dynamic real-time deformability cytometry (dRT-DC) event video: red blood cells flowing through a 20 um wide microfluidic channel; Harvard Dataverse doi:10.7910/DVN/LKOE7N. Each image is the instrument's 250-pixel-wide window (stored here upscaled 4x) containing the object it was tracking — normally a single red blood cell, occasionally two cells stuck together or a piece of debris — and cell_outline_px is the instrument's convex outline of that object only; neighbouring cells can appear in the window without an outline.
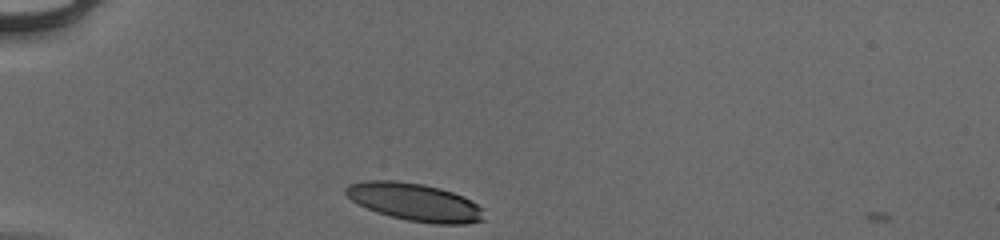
{"species": "human", "species_latin": "Homo sapiens", "temperature_condition": "cold", "stored_images_in_passage": 31, "camera_frame_rate_fps": 3000, "um_per_image_px": 0.085, "donor": {"sex": "male"}, "frame": {"image": 1, "passage_image": 1, "time_ms": 0.0, "image_size_px": [1000, 240], "cell_outline_px": [[488, 220], [468, 224], [436, 224], [408, 220], [376, 212], [352, 200], [344, 192], [344, 188], [348, 184], [364, 180], [396, 180], [424, 184], [440, 188], [452, 192], [484, 208]], "centroid_in_image_um": [35.29, 17.18], "position_along_channel_um": 49.7, "area_um2": 30.52}}
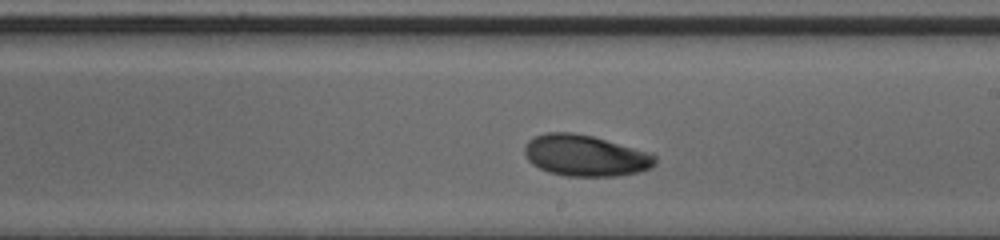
{"frame": {"image": 2, "passage_image": 18, "time_ms": 5.667, "image_size_px": [1000, 240], "cell_outline_px": [[656, 164], [652, 168], [640, 172], [616, 176], [568, 176], [548, 172], [532, 164], [528, 160], [524, 152], [524, 144], [528, 140], [544, 132], [572, 132], [592, 136], [652, 152], [656, 156]], "centroid_in_image_um": [49.78, 13.22], "position_along_channel_um": 239.2, "area_um2": 31.73}}
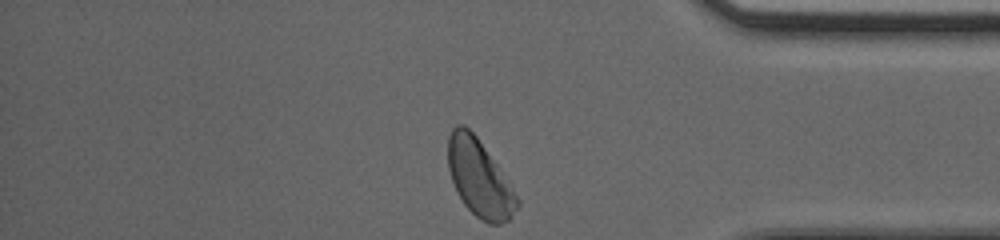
{"frame": {"image": 3, "passage_image": 31, "time_ms": 10.0, "image_size_px": [1000, 240], "cell_outline_px": [[520, 204], [508, 220], [500, 224], [488, 224], [476, 216], [464, 204], [456, 192], [448, 168], [448, 136], [452, 128], [456, 124], [464, 124], [476, 136], [496, 164], [520, 200]], "centroid_in_image_um": [40.73, 15.15], "position_along_channel_um": 394.5, "area_um2": 30.63}, "authors_computed_cell_mechanics": {"area_um2": 30.9808, "velocity_mm_per_s": 3.9146, "shape_relaxation_time_tau1_ms": 2.7809, "shape_relaxation_time_tau2_ms": null, "deformation_change_tau1": 0.1273, "deformation_change_tau2": null}}